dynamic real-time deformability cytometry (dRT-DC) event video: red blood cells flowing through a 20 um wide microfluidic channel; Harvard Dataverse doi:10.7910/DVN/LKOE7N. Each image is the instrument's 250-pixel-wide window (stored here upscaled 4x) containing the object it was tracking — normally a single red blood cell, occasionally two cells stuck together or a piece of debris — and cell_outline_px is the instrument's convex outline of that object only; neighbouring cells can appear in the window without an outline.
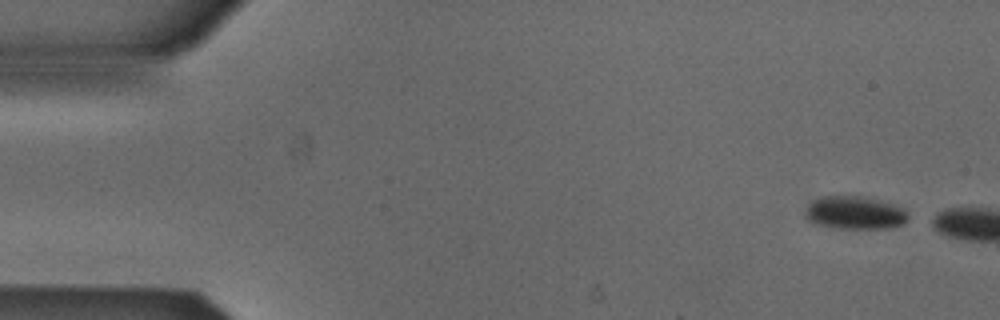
{"species": "Egyptian fruit bat (a non-hibernating species)", "species_latin": "Rousettus aegyptiacus", "temperature_condition": "cold", "stored_images_in_passage": 3, "camera_frame_rate_fps": 3000, "um_per_image_px": 0.085, "animal": {"sex": "male"}, "frame": {"image": 1, "passage_image": 1, "time_ms": 0.0, "image_size_px": [1000, 320], "cell_outline_px": [[908, 220], [904, 224], [888, 228], [836, 228], [820, 224], [808, 220], [804, 216], [804, 212], [808, 204], [812, 200], [820, 196], [860, 196], [892, 204], [904, 208], [908, 216]], "centroid_in_image_um": [72.64, 18.08], "position_along_channel_um": 12.4, "area_um2": 19.71}}